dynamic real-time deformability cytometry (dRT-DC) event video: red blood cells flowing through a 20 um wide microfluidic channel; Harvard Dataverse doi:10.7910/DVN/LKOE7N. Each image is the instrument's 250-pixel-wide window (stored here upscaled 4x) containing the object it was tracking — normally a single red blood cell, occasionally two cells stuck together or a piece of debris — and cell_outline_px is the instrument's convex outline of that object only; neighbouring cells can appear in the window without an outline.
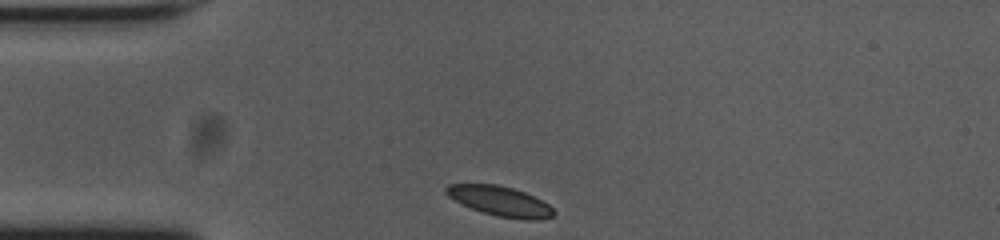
{"species": "common noctule bat (a hibernating species)", "species_latin": "Nyctalus noctula", "temperature_condition": "cold", "stored_images_in_passage": 32, "camera_frame_rate_fps": 3000, "um_per_image_px": 0.085, "animal": {"sex": "female", "body_mass_g": 23.0, "forearm_length_mm": 53.4}, "frame": {"image": 1, "passage_image": 1, "time_ms": 0.0, "image_size_px": [1000, 240], "cell_outline_px": [[556, 212], [552, 216], [536, 220], [524, 220], [496, 216], [472, 208], [448, 196], [444, 192], [444, 188], [448, 184], [496, 184], [512, 188], [524, 192], [548, 204]], "centroid_in_image_um": [42.5, 17.09], "position_along_channel_um": 42.5, "area_um2": 18.44}}
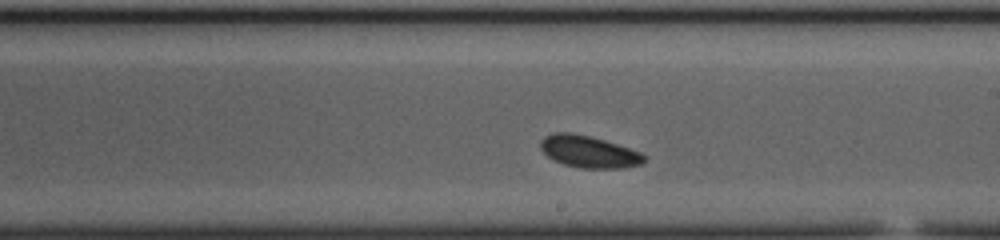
{"frame": {"image": 2, "passage_image": 19, "time_ms": 6.0, "image_size_px": [1000, 240], "cell_outline_px": [[648, 156], [640, 164], [624, 168], [580, 168], [564, 164], [552, 160], [540, 148], [540, 140], [544, 136], [552, 132], [572, 132], [604, 140], [640, 152]], "centroid_in_image_um": [50.01, 12.89], "position_along_channel_um": 239.0, "area_um2": 19.31}}
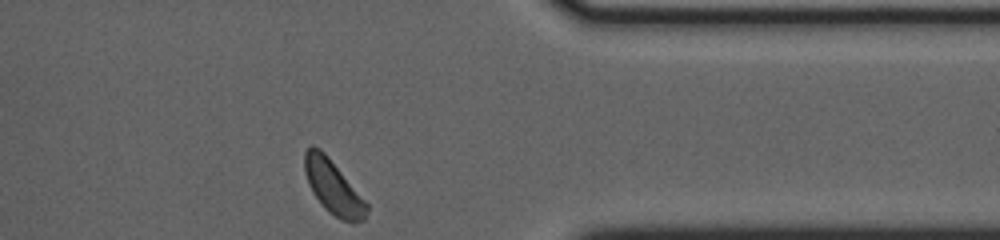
{"frame": {"image": 3, "passage_image": 32, "time_ms": 10.333, "image_size_px": [1000, 240], "cell_outline_px": [[368, 208], [364, 220], [352, 224], [340, 220], [328, 212], [324, 208], [316, 196], [304, 172], [304, 152], [308, 144], [312, 144], [320, 148], [328, 156], [368, 204]], "centroid_in_image_um": [28.32, 15.91], "position_along_channel_um": 383.1, "area_um2": 19.42}, "authors_computed_cell_mechanics": {"area_um2": 19.1318, "velocity_mm_per_s": 3.6474, "shape_relaxation_time_tau1_ms": 1.5098, "shape_relaxation_time_tau2_ms": null, "deformation_change_tau1": 0.052, "deformation_change_tau2": null}}